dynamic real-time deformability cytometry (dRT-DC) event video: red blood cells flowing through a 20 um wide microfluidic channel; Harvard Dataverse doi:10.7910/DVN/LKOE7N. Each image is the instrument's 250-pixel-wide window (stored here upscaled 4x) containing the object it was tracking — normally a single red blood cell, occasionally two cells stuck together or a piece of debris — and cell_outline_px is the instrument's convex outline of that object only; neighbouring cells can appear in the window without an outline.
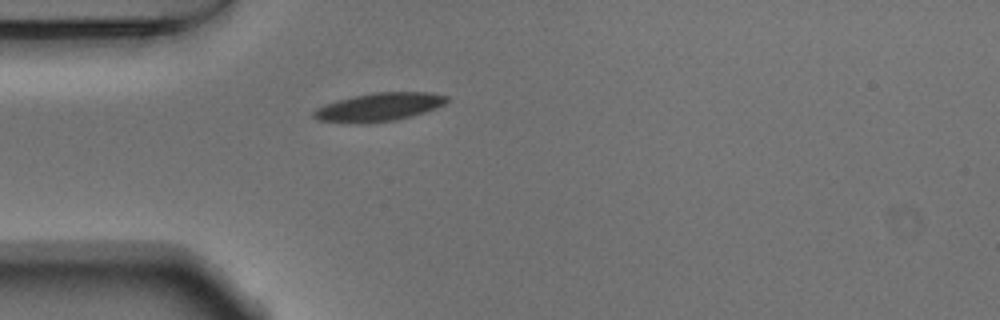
{"species": "Egyptian fruit bat (a non-hibernating species)", "species_latin": "Rousettus aegyptiacus", "temperature_condition": "warm", "stored_images_in_passage": 39, "camera_frame_rate_fps": 3000, "um_per_image_px": 0.085, "animal": {"sex": "male"}, "frame": {"image": 1, "passage_image": 1, "time_ms": 0.0, "image_size_px": [1000, 320], "cell_outline_px": [[448, 100], [444, 104], [436, 108], [412, 116], [396, 120], [316, 120], [312, 116], [312, 112], [316, 108], [324, 104], [336, 100], [352, 96], [372, 92], [428, 92], [448, 96]], "centroid_in_image_um": [32.27, 9.03], "position_along_channel_um": 52.7, "area_um2": 21.04}}
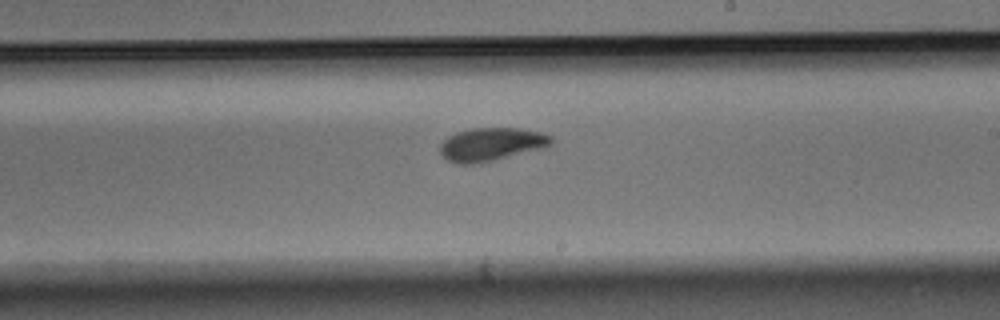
{"frame": {"image": 2, "passage_image": 17, "time_ms": 5.333, "image_size_px": [1000, 320], "cell_outline_px": [[552, 144], [544, 148], [492, 160], [472, 164], [456, 164], [448, 160], [440, 152], [440, 144], [448, 136], [456, 132], [472, 128], [520, 128], [540, 132], [552, 136]], "centroid_in_image_um": [41.76, 12.25], "position_along_channel_um": 247.2, "area_um2": 21.39}}
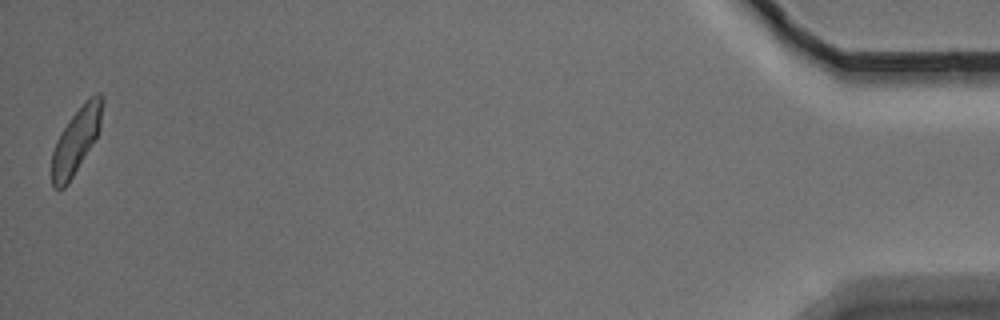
{"frame": {"image": 3, "passage_image": 39, "time_ms": 12.667, "image_size_px": [1000, 320], "cell_outline_px": [[104, 104], [100, 128], [96, 136], [68, 184], [64, 188], [52, 188], [52, 152], [56, 140], [68, 120], [96, 92], [100, 92], [104, 96]], "centroid_in_image_um": [6.47, 11.93], "position_along_channel_um": 428.7, "area_um2": 18.9}, "authors_computed_cell_mechanics": {"area_um2": 20.808, "velocity_mm_per_s": 3.7609, "shape_relaxation_time_tau1_ms": 2.7818, "shape_relaxation_time_tau2_ms": 2.1191, "deformation_change_tau1": 0.1091, "deformation_change_tau2": 0.0754}}